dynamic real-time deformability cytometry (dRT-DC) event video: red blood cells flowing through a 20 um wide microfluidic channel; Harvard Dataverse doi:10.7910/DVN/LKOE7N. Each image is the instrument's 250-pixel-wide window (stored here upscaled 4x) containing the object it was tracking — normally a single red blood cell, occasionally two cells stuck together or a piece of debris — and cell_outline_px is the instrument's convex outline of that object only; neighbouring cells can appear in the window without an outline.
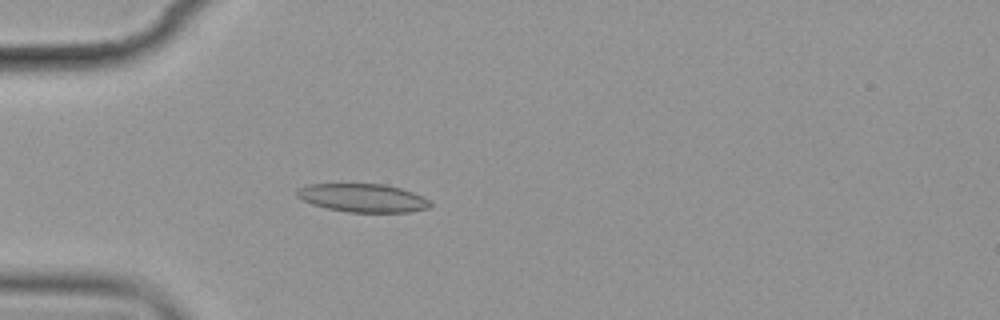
{"species": "common noctule bat (a hibernating species)", "species_latin": "Nyctalus noctula", "temperature_condition": "cold", "stored_images_in_passage": 4, "camera_frame_rate_fps": 3000, "um_per_image_px": 0.085, "animal": {"sex": "female", "body_mass_g": 19.9}, "frame": {"image": 1, "passage_image": 4, "time_ms": 3.333, "image_size_px": [1000, 320], "cell_outline_px": [[432, 204], [428, 208], [408, 212], [348, 212], [328, 208], [312, 204], [296, 196], [296, 192], [300, 188], [308, 184], [384, 184], [400, 188], [412, 192], [428, 200]], "centroid_in_image_um": [30.83, 16.82], "position_along_channel_um": 54.2, "area_um2": 21.73}}